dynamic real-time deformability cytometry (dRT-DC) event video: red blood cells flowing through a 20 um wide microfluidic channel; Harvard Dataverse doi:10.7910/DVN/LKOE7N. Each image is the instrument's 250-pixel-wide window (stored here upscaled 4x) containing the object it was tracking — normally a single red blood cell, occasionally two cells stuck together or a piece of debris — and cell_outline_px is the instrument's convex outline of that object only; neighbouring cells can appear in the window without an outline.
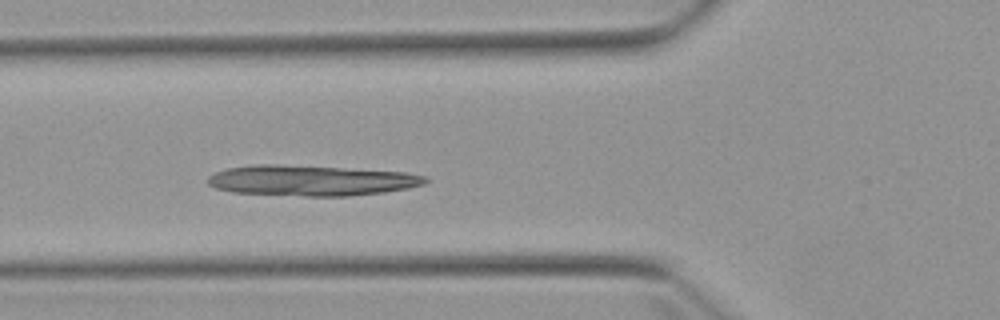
{"species": "Egyptian fruit bat (a non-hibernating species)", "species_latin": "Rousettus aegyptiacus", "temperature_condition": "warm", "stored_images_in_passage": 5, "camera_frame_rate_fps": 3000, "um_per_image_px": 0.085, "animal": {"sex": "female"}, "frame": {"image": 1, "passage_image": 5, "time_ms": 4.667, "image_size_px": [1000, 320], "cell_outline_px": [[428, 180], [424, 184], [408, 188], [384, 192], [348, 196], [304, 196], [232, 192], [216, 188], [208, 184], [208, 176], [216, 172], [228, 168], [256, 164], [276, 164], [408, 172], [428, 176]], "centroid_in_image_um": [26.47, 15.34], "position_along_channel_um": 99.3, "area_um2": 38.67}}